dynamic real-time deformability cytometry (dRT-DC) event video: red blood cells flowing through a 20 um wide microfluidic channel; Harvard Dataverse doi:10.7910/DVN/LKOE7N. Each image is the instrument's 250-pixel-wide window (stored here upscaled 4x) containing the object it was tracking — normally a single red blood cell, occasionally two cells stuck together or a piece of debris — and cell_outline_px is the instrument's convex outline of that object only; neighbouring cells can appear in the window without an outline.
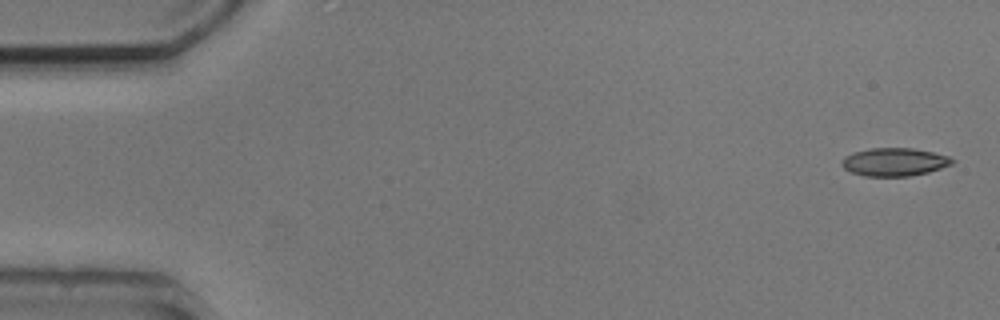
{"species": "common noctule bat (a hibernating species)", "species_latin": "Nyctalus noctula", "temperature_condition": "cold", "stored_images_in_passage": 2, "camera_frame_rate_fps": 3000, "um_per_image_px": 0.085, "animal": {"sex": "male", "body_mass_g": 20.5, "forearm_length_mm": 52.5}, "frame": {"image": 1, "passage_image": 2, "time_ms": 1.333, "image_size_px": [1000, 320], "cell_outline_px": [[956, 160], [952, 164], [928, 172], [908, 176], [864, 176], [852, 172], [844, 168], [840, 164], [840, 160], [844, 156], [852, 152], [872, 148], [912, 148], [932, 152], [948, 156]], "centroid_in_image_um": [75.99, 13.76], "position_along_channel_um": 9.0, "area_um2": 18.09}}